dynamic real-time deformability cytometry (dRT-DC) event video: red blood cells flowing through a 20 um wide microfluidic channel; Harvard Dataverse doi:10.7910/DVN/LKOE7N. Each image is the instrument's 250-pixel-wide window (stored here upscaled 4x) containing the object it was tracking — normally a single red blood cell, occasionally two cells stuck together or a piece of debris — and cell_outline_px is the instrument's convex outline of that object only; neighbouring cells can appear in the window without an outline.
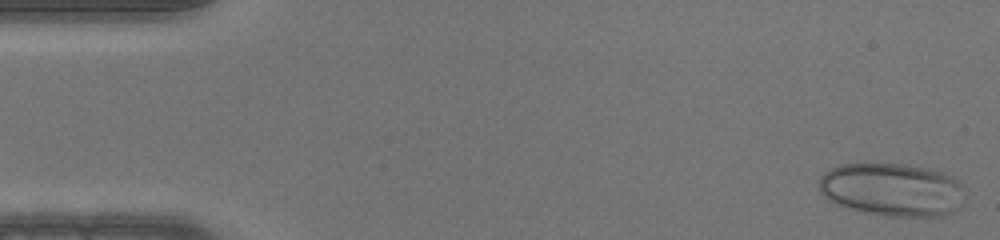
{"species": "human", "species_latin": "Homo sapiens", "temperature_condition": "warm", "stored_images_in_passage": 46, "camera_frame_rate_fps": 3000, "um_per_image_px": 0.085, "donor": {"sex": "male"}, "frame": {"image": 1, "passage_image": 1, "time_ms": 0.0, "image_size_px": [1000, 240], "cell_outline_px": [[964, 188], [960, 208], [952, 212], [940, 216], [896, 216], [864, 212], [840, 204], [824, 196], [820, 192], [820, 176], [828, 168], [840, 164], [864, 160], [908, 164], [928, 168], [944, 172], [952, 176]], "centroid_in_image_um": [75.82, 16.05], "position_along_channel_um": 9.2, "area_um2": 45.95}}
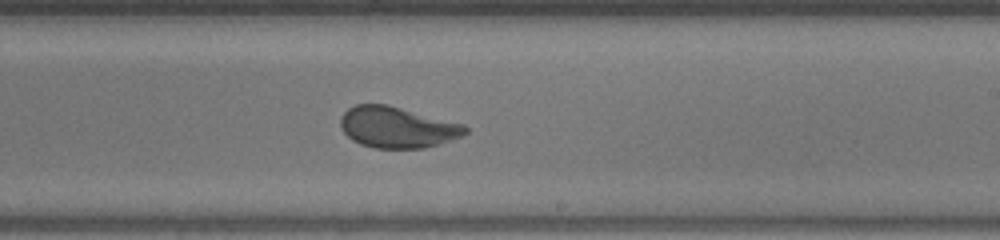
{"frame": {"image": 2, "passage_image": 27, "time_ms": 8.667, "image_size_px": [1000, 240], "cell_outline_px": [[468, 132], [464, 136], [440, 144], [424, 148], [376, 148], [360, 144], [352, 140], [340, 128], [340, 116], [348, 108], [356, 104], [388, 104], [464, 124], [468, 128]], "centroid_in_image_um": [33.78, 10.82], "position_along_channel_um": 255.2, "area_um2": 30.17}}
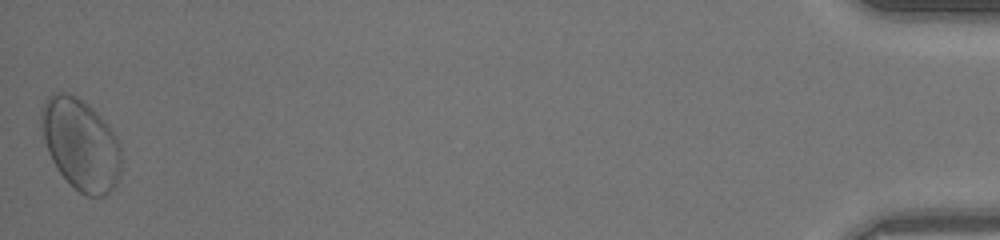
{"frame": {"image": 3, "passage_image": 46, "time_ms": 15.0, "image_size_px": [1000, 240], "cell_outline_px": [[120, 176], [116, 184], [104, 196], [84, 196], [56, 168], [48, 152], [44, 140], [40, 116], [40, 108], [44, 100], [48, 96], [60, 92], [68, 92], [76, 96], [88, 104], [104, 120], [120, 144]], "centroid_in_image_um": [6.84, 12.25], "position_along_channel_um": 428.4, "area_um2": 42.37}}